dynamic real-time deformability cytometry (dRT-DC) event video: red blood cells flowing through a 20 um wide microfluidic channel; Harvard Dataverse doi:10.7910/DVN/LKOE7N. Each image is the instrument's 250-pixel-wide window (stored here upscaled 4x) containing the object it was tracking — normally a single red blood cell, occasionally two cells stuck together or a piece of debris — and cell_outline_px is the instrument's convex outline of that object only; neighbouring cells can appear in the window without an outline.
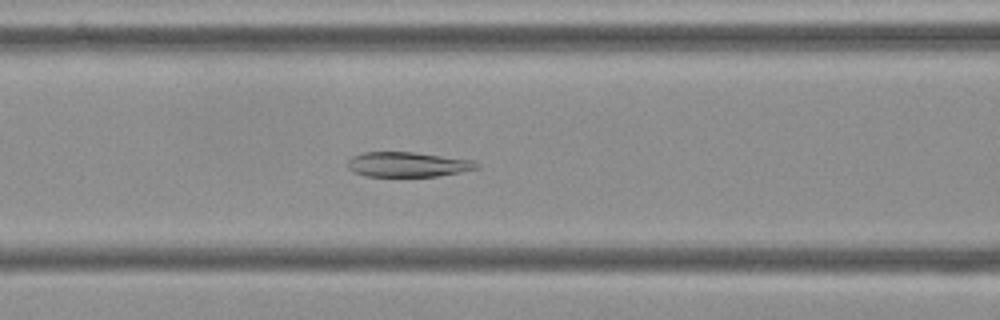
{"species": "Egyptian fruit bat (a non-hibernating species)", "species_latin": "Rousettus aegyptiacus", "temperature_condition": "cold", "stored_images_in_passage": 50, "camera_frame_rate_fps": 3000, "um_per_image_px": 0.085, "frame": {"image": 1, "passage_image": 17, "time_ms": 5.333, "image_size_px": [1000, 320], "cell_outline_px": [[480, 168], [436, 176], [368, 176], [352, 172], [348, 168], [348, 160], [352, 156], [364, 152], [412, 152], [472, 160], [480, 164]], "centroid_in_image_um": [34.63, 13.98], "position_along_channel_um": 132.0, "area_um2": 18.55}}
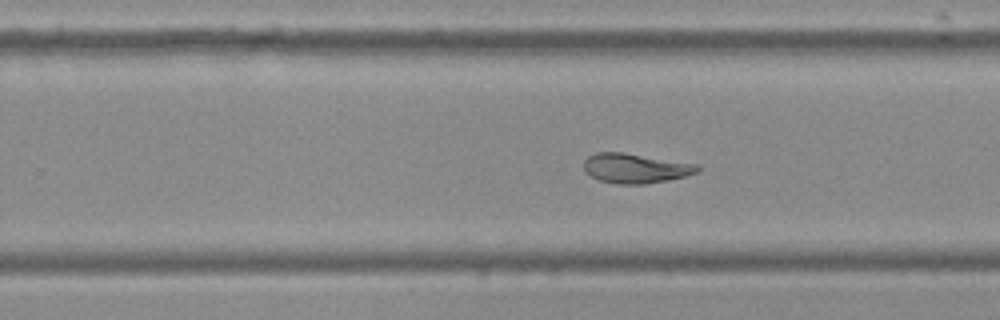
{"frame": {"image": 2, "passage_image": 29, "time_ms": 9.333, "image_size_px": [1000, 320], "cell_outline_px": [[700, 172], [668, 180], [644, 184], [616, 184], [600, 180], [584, 172], [584, 160], [588, 156], [596, 152], [620, 152], [700, 164]], "centroid_in_image_um": [54.03, 14.3], "position_along_channel_um": 275.8, "area_um2": 19.71}}
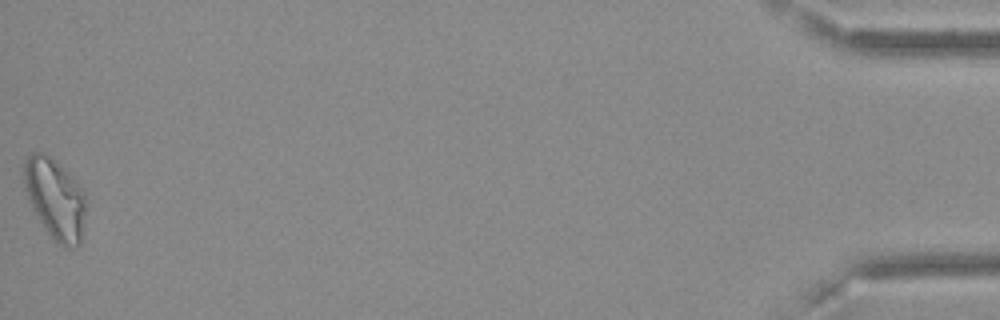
{"frame": {"image": 3, "passage_image": 50, "time_ms": 16.333, "image_size_px": [1000, 320], "cell_outline_px": [[84, 212], [80, 244], [72, 248], [64, 248], [56, 244], [36, 216], [28, 200], [24, 188], [24, 160], [32, 152], [40, 152], [56, 160], [76, 180], [84, 192]], "centroid_in_image_um": [4.66, 16.9], "position_along_channel_um": 430.5, "area_um2": 29.07}, "authors_computed_cell_mechanics": {"area_um2": 20.9236, "velocity_mm_per_s": 3.6046, "shape_relaxation_time_tau1_ms": 9.9282, "shape_relaxation_time_tau2_ms": 10.0467, "deformation_change_tau1": 0.23, "deformation_change_tau2": 0.1141}}